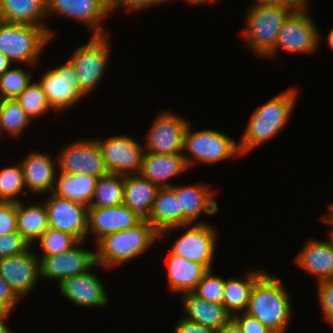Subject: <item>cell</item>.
Returning <instances> with one entry per match:
<instances>
[{
    "instance_id": "obj_1",
    "label": "cell",
    "mask_w": 333,
    "mask_h": 333,
    "mask_svg": "<svg viewBox=\"0 0 333 333\" xmlns=\"http://www.w3.org/2000/svg\"><path fill=\"white\" fill-rule=\"evenodd\" d=\"M289 298L281 279L266 271L253 285L245 313L269 330L286 331L292 317Z\"/></svg>"
},
{
    "instance_id": "obj_2",
    "label": "cell",
    "mask_w": 333,
    "mask_h": 333,
    "mask_svg": "<svg viewBox=\"0 0 333 333\" xmlns=\"http://www.w3.org/2000/svg\"><path fill=\"white\" fill-rule=\"evenodd\" d=\"M297 95V89L290 87L253 112L245 133L238 143L241 155L274 137L284 129L295 107Z\"/></svg>"
},
{
    "instance_id": "obj_3",
    "label": "cell",
    "mask_w": 333,
    "mask_h": 333,
    "mask_svg": "<svg viewBox=\"0 0 333 333\" xmlns=\"http://www.w3.org/2000/svg\"><path fill=\"white\" fill-rule=\"evenodd\" d=\"M157 239L160 233L147 220L133 228L105 235L96 243L97 265L111 268L128 262L147 251Z\"/></svg>"
},
{
    "instance_id": "obj_4",
    "label": "cell",
    "mask_w": 333,
    "mask_h": 333,
    "mask_svg": "<svg viewBox=\"0 0 333 333\" xmlns=\"http://www.w3.org/2000/svg\"><path fill=\"white\" fill-rule=\"evenodd\" d=\"M299 6H257L247 9L242 35L249 49L261 57L275 46L278 34L288 16Z\"/></svg>"
},
{
    "instance_id": "obj_5",
    "label": "cell",
    "mask_w": 333,
    "mask_h": 333,
    "mask_svg": "<svg viewBox=\"0 0 333 333\" xmlns=\"http://www.w3.org/2000/svg\"><path fill=\"white\" fill-rule=\"evenodd\" d=\"M51 39L44 27L0 21V52L11 63L34 65Z\"/></svg>"
},
{
    "instance_id": "obj_6",
    "label": "cell",
    "mask_w": 333,
    "mask_h": 333,
    "mask_svg": "<svg viewBox=\"0 0 333 333\" xmlns=\"http://www.w3.org/2000/svg\"><path fill=\"white\" fill-rule=\"evenodd\" d=\"M190 155L183 153L188 167L195 161L205 164H213L241 155L238 142L229 135L215 130L192 131L190 122L184 134V150Z\"/></svg>"
},
{
    "instance_id": "obj_7",
    "label": "cell",
    "mask_w": 333,
    "mask_h": 333,
    "mask_svg": "<svg viewBox=\"0 0 333 333\" xmlns=\"http://www.w3.org/2000/svg\"><path fill=\"white\" fill-rule=\"evenodd\" d=\"M108 35L92 36L86 45L73 52L70 59L76 72L77 86L84 95L97 87L108 63L110 42Z\"/></svg>"
},
{
    "instance_id": "obj_8",
    "label": "cell",
    "mask_w": 333,
    "mask_h": 333,
    "mask_svg": "<svg viewBox=\"0 0 333 333\" xmlns=\"http://www.w3.org/2000/svg\"><path fill=\"white\" fill-rule=\"evenodd\" d=\"M307 5L308 3L305 2L288 16L278 34L274 48L265 57H276L280 48L287 52L308 54L317 49L321 37L312 17L306 12Z\"/></svg>"
},
{
    "instance_id": "obj_9",
    "label": "cell",
    "mask_w": 333,
    "mask_h": 333,
    "mask_svg": "<svg viewBox=\"0 0 333 333\" xmlns=\"http://www.w3.org/2000/svg\"><path fill=\"white\" fill-rule=\"evenodd\" d=\"M187 227L190 228L188 229ZM175 228L187 229L174 242L170 251L177 256L203 264L208 270H211L213 256L217 247L216 243L218 242L216 229L207 223H190L185 226H176L163 230L160 233V238L163 237V234Z\"/></svg>"
},
{
    "instance_id": "obj_10",
    "label": "cell",
    "mask_w": 333,
    "mask_h": 333,
    "mask_svg": "<svg viewBox=\"0 0 333 333\" xmlns=\"http://www.w3.org/2000/svg\"><path fill=\"white\" fill-rule=\"evenodd\" d=\"M106 169L109 173L132 175L139 174L145 152L136 140L127 135L97 139Z\"/></svg>"
},
{
    "instance_id": "obj_11",
    "label": "cell",
    "mask_w": 333,
    "mask_h": 333,
    "mask_svg": "<svg viewBox=\"0 0 333 333\" xmlns=\"http://www.w3.org/2000/svg\"><path fill=\"white\" fill-rule=\"evenodd\" d=\"M188 123V120L169 110L160 113L146 134L145 152L183 154L184 134Z\"/></svg>"
},
{
    "instance_id": "obj_12",
    "label": "cell",
    "mask_w": 333,
    "mask_h": 333,
    "mask_svg": "<svg viewBox=\"0 0 333 333\" xmlns=\"http://www.w3.org/2000/svg\"><path fill=\"white\" fill-rule=\"evenodd\" d=\"M57 159L58 171L67 174H87L99 178L109 173L96 139L65 145Z\"/></svg>"
},
{
    "instance_id": "obj_13",
    "label": "cell",
    "mask_w": 333,
    "mask_h": 333,
    "mask_svg": "<svg viewBox=\"0 0 333 333\" xmlns=\"http://www.w3.org/2000/svg\"><path fill=\"white\" fill-rule=\"evenodd\" d=\"M39 83L56 112L69 109L85 97L77 86L76 72L69 60L59 67L46 70Z\"/></svg>"
},
{
    "instance_id": "obj_14",
    "label": "cell",
    "mask_w": 333,
    "mask_h": 333,
    "mask_svg": "<svg viewBox=\"0 0 333 333\" xmlns=\"http://www.w3.org/2000/svg\"><path fill=\"white\" fill-rule=\"evenodd\" d=\"M79 241L73 248L58 255L39 256L40 277L58 280L85 273L97 266L96 252L81 249Z\"/></svg>"
},
{
    "instance_id": "obj_15",
    "label": "cell",
    "mask_w": 333,
    "mask_h": 333,
    "mask_svg": "<svg viewBox=\"0 0 333 333\" xmlns=\"http://www.w3.org/2000/svg\"><path fill=\"white\" fill-rule=\"evenodd\" d=\"M44 202L48 213L49 228L85 241L88 235V207L81 203L58 197L51 192Z\"/></svg>"
},
{
    "instance_id": "obj_16",
    "label": "cell",
    "mask_w": 333,
    "mask_h": 333,
    "mask_svg": "<svg viewBox=\"0 0 333 333\" xmlns=\"http://www.w3.org/2000/svg\"><path fill=\"white\" fill-rule=\"evenodd\" d=\"M0 274L14 292L23 298L35 288L40 278L38 255L30 248L22 254L0 258Z\"/></svg>"
},
{
    "instance_id": "obj_17",
    "label": "cell",
    "mask_w": 333,
    "mask_h": 333,
    "mask_svg": "<svg viewBox=\"0 0 333 333\" xmlns=\"http://www.w3.org/2000/svg\"><path fill=\"white\" fill-rule=\"evenodd\" d=\"M110 12L104 0H47V16L57 13L78 20L90 29L92 36L106 35L101 22Z\"/></svg>"
},
{
    "instance_id": "obj_18",
    "label": "cell",
    "mask_w": 333,
    "mask_h": 333,
    "mask_svg": "<svg viewBox=\"0 0 333 333\" xmlns=\"http://www.w3.org/2000/svg\"><path fill=\"white\" fill-rule=\"evenodd\" d=\"M144 219L124 203L110 207H88V234H95V244L105 235L133 228Z\"/></svg>"
},
{
    "instance_id": "obj_19",
    "label": "cell",
    "mask_w": 333,
    "mask_h": 333,
    "mask_svg": "<svg viewBox=\"0 0 333 333\" xmlns=\"http://www.w3.org/2000/svg\"><path fill=\"white\" fill-rule=\"evenodd\" d=\"M177 198L179 199V209H181V226L190 223H206L197 219L202 212L213 215L219 211L217 202L214 199V192L208 185L189 184V185H173L171 187Z\"/></svg>"
},
{
    "instance_id": "obj_20",
    "label": "cell",
    "mask_w": 333,
    "mask_h": 333,
    "mask_svg": "<svg viewBox=\"0 0 333 333\" xmlns=\"http://www.w3.org/2000/svg\"><path fill=\"white\" fill-rule=\"evenodd\" d=\"M59 290L72 303L85 307H104L108 296L104 284L94 273H85L68 277L59 284Z\"/></svg>"
},
{
    "instance_id": "obj_21",
    "label": "cell",
    "mask_w": 333,
    "mask_h": 333,
    "mask_svg": "<svg viewBox=\"0 0 333 333\" xmlns=\"http://www.w3.org/2000/svg\"><path fill=\"white\" fill-rule=\"evenodd\" d=\"M183 154H157L144 152L140 175L159 188L172 187V177L179 176L188 169Z\"/></svg>"
},
{
    "instance_id": "obj_22",
    "label": "cell",
    "mask_w": 333,
    "mask_h": 333,
    "mask_svg": "<svg viewBox=\"0 0 333 333\" xmlns=\"http://www.w3.org/2000/svg\"><path fill=\"white\" fill-rule=\"evenodd\" d=\"M297 266L315 275L317 282L333 280V239L329 241L308 240L295 257Z\"/></svg>"
},
{
    "instance_id": "obj_23",
    "label": "cell",
    "mask_w": 333,
    "mask_h": 333,
    "mask_svg": "<svg viewBox=\"0 0 333 333\" xmlns=\"http://www.w3.org/2000/svg\"><path fill=\"white\" fill-rule=\"evenodd\" d=\"M51 157L44 153L33 152L20 162L24 183L28 190L38 194L53 191L57 179L56 171L59 168L55 166L58 159Z\"/></svg>"
},
{
    "instance_id": "obj_24",
    "label": "cell",
    "mask_w": 333,
    "mask_h": 333,
    "mask_svg": "<svg viewBox=\"0 0 333 333\" xmlns=\"http://www.w3.org/2000/svg\"><path fill=\"white\" fill-rule=\"evenodd\" d=\"M181 295L182 308L186 313L184 318L191 322L219 331L232 318L222 304L206 301L194 292Z\"/></svg>"
},
{
    "instance_id": "obj_25",
    "label": "cell",
    "mask_w": 333,
    "mask_h": 333,
    "mask_svg": "<svg viewBox=\"0 0 333 333\" xmlns=\"http://www.w3.org/2000/svg\"><path fill=\"white\" fill-rule=\"evenodd\" d=\"M46 16L47 0H0V21L44 27L52 38L54 32L43 24Z\"/></svg>"
},
{
    "instance_id": "obj_26",
    "label": "cell",
    "mask_w": 333,
    "mask_h": 333,
    "mask_svg": "<svg viewBox=\"0 0 333 333\" xmlns=\"http://www.w3.org/2000/svg\"><path fill=\"white\" fill-rule=\"evenodd\" d=\"M167 280L170 290L180 293L193 292L209 271L203 264L177 256L170 251Z\"/></svg>"
},
{
    "instance_id": "obj_27",
    "label": "cell",
    "mask_w": 333,
    "mask_h": 333,
    "mask_svg": "<svg viewBox=\"0 0 333 333\" xmlns=\"http://www.w3.org/2000/svg\"><path fill=\"white\" fill-rule=\"evenodd\" d=\"M159 187L140 174L124 175V204L146 220Z\"/></svg>"
},
{
    "instance_id": "obj_28",
    "label": "cell",
    "mask_w": 333,
    "mask_h": 333,
    "mask_svg": "<svg viewBox=\"0 0 333 333\" xmlns=\"http://www.w3.org/2000/svg\"><path fill=\"white\" fill-rule=\"evenodd\" d=\"M159 233L181 226L179 199L171 187L159 188L151 212L146 219Z\"/></svg>"
},
{
    "instance_id": "obj_29",
    "label": "cell",
    "mask_w": 333,
    "mask_h": 333,
    "mask_svg": "<svg viewBox=\"0 0 333 333\" xmlns=\"http://www.w3.org/2000/svg\"><path fill=\"white\" fill-rule=\"evenodd\" d=\"M52 191L58 197L89 206L98 177L87 174H67L59 171Z\"/></svg>"
},
{
    "instance_id": "obj_30",
    "label": "cell",
    "mask_w": 333,
    "mask_h": 333,
    "mask_svg": "<svg viewBox=\"0 0 333 333\" xmlns=\"http://www.w3.org/2000/svg\"><path fill=\"white\" fill-rule=\"evenodd\" d=\"M265 272L256 269L247 273L244 279H225L223 306L232 317L246 311L252 287Z\"/></svg>"
},
{
    "instance_id": "obj_31",
    "label": "cell",
    "mask_w": 333,
    "mask_h": 333,
    "mask_svg": "<svg viewBox=\"0 0 333 333\" xmlns=\"http://www.w3.org/2000/svg\"><path fill=\"white\" fill-rule=\"evenodd\" d=\"M17 202V230L32 244L49 228L48 213L43 203L25 206Z\"/></svg>"
},
{
    "instance_id": "obj_32",
    "label": "cell",
    "mask_w": 333,
    "mask_h": 333,
    "mask_svg": "<svg viewBox=\"0 0 333 333\" xmlns=\"http://www.w3.org/2000/svg\"><path fill=\"white\" fill-rule=\"evenodd\" d=\"M124 203V175L108 173L99 177L89 207H110Z\"/></svg>"
},
{
    "instance_id": "obj_33",
    "label": "cell",
    "mask_w": 333,
    "mask_h": 333,
    "mask_svg": "<svg viewBox=\"0 0 333 333\" xmlns=\"http://www.w3.org/2000/svg\"><path fill=\"white\" fill-rule=\"evenodd\" d=\"M32 121L16 99H0V135L18 137Z\"/></svg>"
},
{
    "instance_id": "obj_34",
    "label": "cell",
    "mask_w": 333,
    "mask_h": 333,
    "mask_svg": "<svg viewBox=\"0 0 333 333\" xmlns=\"http://www.w3.org/2000/svg\"><path fill=\"white\" fill-rule=\"evenodd\" d=\"M24 183L21 164L6 167L0 171V202H19L17 196L21 193L28 195Z\"/></svg>"
},
{
    "instance_id": "obj_35",
    "label": "cell",
    "mask_w": 333,
    "mask_h": 333,
    "mask_svg": "<svg viewBox=\"0 0 333 333\" xmlns=\"http://www.w3.org/2000/svg\"><path fill=\"white\" fill-rule=\"evenodd\" d=\"M15 99L32 120L33 118L42 117L48 112V110L50 111V109H53L49 104L39 81L36 83L30 82Z\"/></svg>"
},
{
    "instance_id": "obj_36",
    "label": "cell",
    "mask_w": 333,
    "mask_h": 333,
    "mask_svg": "<svg viewBox=\"0 0 333 333\" xmlns=\"http://www.w3.org/2000/svg\"><path fill=\"white\" fill-rule=\"evenodd\" d=\"M37 241L43 251L41 256L61 254L70 250L79 242L74 236L53 228H48Z\"/></svg>"
},
{
    "instance_id": "obj_37",
    "label": "cell",
    "mask_w": 333,
    "mask_h": 333,
    "mask_svg": "<svg viewBox=\"0 0 333 333\" xmlns=\"http://www.w3.org/2000/svg\"><path fill=\"white\" fill-rule=\"evenodd\" d=\"M31 72L22 68L8 69L0 76V99H15L29 85Z\"/></svg>"
},
{
    "instance_id": "obj_38",
    "label": "cell",
    "mask_w": 333,
    "mask_h": 333,
    "mask_svg": "<svg viewBox=\"0 0 333 333\" xmlns=\"http://www.w3.org/2000/svg\"><path fill=\"white\" fill-rule=\"evenodd\" d=\"M224 288L225 279L213 275L211 269L203 276L193 292L206 301L223 305Z\"/></svg>"
},
{
    "instance_id": "obj_39",
    "label": "cell",
    "mask_w": 333,
    "mask_h": 333,
    "mask_svg": "<svg viewBox=\"0 0 333 333\" xmlns=\"http://www.w3.org/2000/svg\"><path fill=\"white\" fill-rule=\"evenodd\" d=\"M30 248V243L18 230L10 234L0 235V258L22 254Z\"/></svg>"
},
{
    "instance_id": "obj_40",
    "label": "cell",
    "mask_w": 333,
    "mask_h": 333,
    "mask_svg": "<svg viewBox=\"0 0 333 333\" xmlns=\"http://www.w3.org/2000/svg\"><path fill=\"white\" fill-rule=\"evenodd\" d=\"M318 294L324 320L333 326V280L318 282Z\"/></svg>"
},
{
    "instance_id": "obj_41",
    "label": "cell",
    "mask_w": 333,
    "mask_h": 333,
    "mask_svg": "<svg viewBox=\"0 0 333 333\" xmlns=\"http://www.w3.org/2000/svg\"><path fill=\"white\" fill-rule=\"evenodd\" d=\"M17 231V203L0 202V235Z\"/></svg>"
},
{
    "instance_id": "obj_42",
    "label": "cell",
    "mask_w": 333,
    "mask_h": 333,
    "mask_svg": "<svg viewBox=\"0 0 333 333\" xmlns=\"http://www.w3.org/2000/svg\"><path fill=\"white\" fill-rule=\"evenodd\" d=\"M20 299L0 274V311L13 312L12 310Z\"/></svg>"
},
{
    "instance_id": "obj_43",
    "label": "cell",
    "mask_w": 333,
    "mask_h": 333,
    "mask_svg": "<svg viewBox=\"0 0 333 333\" xmlns=\"http://www.w3.org/2000/svg\"><path fill=\"white\" fill-rule=\"evenodd\" d=\"M240 314V315H239ZM232 318L239 324L243 333H268L270 330L247 313H239Z\"/></svg>"
},
{
    "instance_id": "obj_44",
    "label": "cell",
    "mask_w": 333,
    "mask_h": 333,
    "mask_svg": "<svg viewBox=\"0 0 333 333\" xmlns=\"http://www.w3.org/2000/svg\"><path fill=\"white\" fill-rule=\"evenodd\" d=\"M173 333H217V331L204 327L198 323L191 322L182 317L174 327Z\"/></svg>"
},
{
    "instance_id": "obj_45",
    "label": "cell",
    "mask_w": 333,
    "mask_h": 333,
    "mask_svg": "<svg viewBox=\"0 0 333 333\" xmlns=\"http://www.w3.org/2000/svg\"><path fill=\"white\" fill-rule=\"evenodd\" d=\"M168 2V0H122L114 9L122 7L129 11H138L147 7H152L153 5H158L163 2Z\"/></svg>"
},
{
    "instance_id": "obj_46",
    "label": "cell",
    "mask_w": 333,
    "mask_h": 333,
    "mask_svg": "<svg viewBox=\"0 0 333 333\" xmlns=\"http://www.w3.org/2000/svg\"><path fill=\"white\" fill-rule=\"evenodd\" d=\"M257 6H301L307 0H254Z\"/></svg>"
},
{
    "instance_id": "obj_47",
    "label": "cell",
    "mask_w": 333,
    "mask_h": 333,
    "mask_svg": "<svg viewBox=\"0 0 333 333\" xmlns=\"http://www.w3.org/2000/svg\"><path fill=\"white\" fill-rule=\"evenodd\" d=\"M217 333H243L239 324L231 318Z\"/></svg>"
},
{
    "instance_id": "obj_48",
    "label": "cell",
    "mask_w": 333,
    "mask_h": 333,
    "mask_svg": "<svg viewBox=\"0 0 333 333\" xmlns=\"http://www.w3.org/2000/svg\"><path fill=\"white\" fill-rule=\"evenodd\" d=\"M10 313L0 311V333H12L7 325H5V321L8 319Z\"/></svg>"
},
{
    "instance_id": "obj_49",
    "label": "cell",
    "mask_w": 333,
    "mask_h": 333,
    "mask_svg": "<svg viewBox=\"0 0 333 333\" xmlns=\"http://www.w3.org/2000/svg\"><path fill=\"white\" fill-rule=\"evenodd\" d=\"M10 60L0 52V76H2L10 67Z\"/></svg>"
},
{
    "instance_id": "obj_50",
    "label": "cell",
    "mask_w": 333,
    "mask_h": 333,
    "mask_svg": "<svg viewBox=\"0 0 333 333\" xmlns=\"http://www.w3.org/2000/svg\"><path fill=\"white\" fill-rule=\"evenodd\" d=\"M328 209H329L328 214L327 215H322L320 217V219L322 221H324V223L330 224L333 228V203L328 204ZM329 234H333V229H332V231L330 230Z\"/></svg>"
},
{
    "instance_id": "obj_51",
    "label": "cell",
    "mask_w": 333,
    "mask_h": 333,
    "mask_svg": "<svg viewBox=\"0 0 333 333\" xmlns=\"http://www.w3.org/2000/svg\"><path fill=\"white\" fill-rule=\"evenodd\" d=\"M121 1L122 0H104L105 4L112 10V12Z\"/></svg>"
},
{
    "instance_id": "obj_52",
    "label": "cell",
    "mask_w": 333,
    "mask_h": 333,
    "mask_svg": "<svg viewBox=\"0 0 333 333\" xmlns=\"http://www.w3.org/2000/svg\"><path fill=\"white\" fill-rule=\"evenodd\" d=\"M185 1L191 4H205V3H212L216 0H185Z\"/></svg>"
},
{
    "instance_id": "obj_53",
    "label": "cell",
    "mask_w": 333,
    "mask_h": 333,
    "mask_svg": "<svg viewBox=\"0 0 333 333\" xmlns=\"http://www.w3.org/2000/svg\"><path fill=\"white\" fill-rule=\"evenodd\" d=\"M327 38H328L327 39L328 46L330 47L331 50H333V28L329 32Z\"/></svg>"
},
{
    "instance_id": "obj_54",
    "label": "cell",
    "mask_w": 333,
    "mask_h": 333,
    "mask_svg": "<svg viewBox=\"0 0 333 333\" xmlns=\"http://www.w3.org/2000/svg\"><path fill=\"white\" fill-rule=\"evenodd\" d=\"M268 333H286V331L270 330Z\"/></svg>"
}]
</instances>
